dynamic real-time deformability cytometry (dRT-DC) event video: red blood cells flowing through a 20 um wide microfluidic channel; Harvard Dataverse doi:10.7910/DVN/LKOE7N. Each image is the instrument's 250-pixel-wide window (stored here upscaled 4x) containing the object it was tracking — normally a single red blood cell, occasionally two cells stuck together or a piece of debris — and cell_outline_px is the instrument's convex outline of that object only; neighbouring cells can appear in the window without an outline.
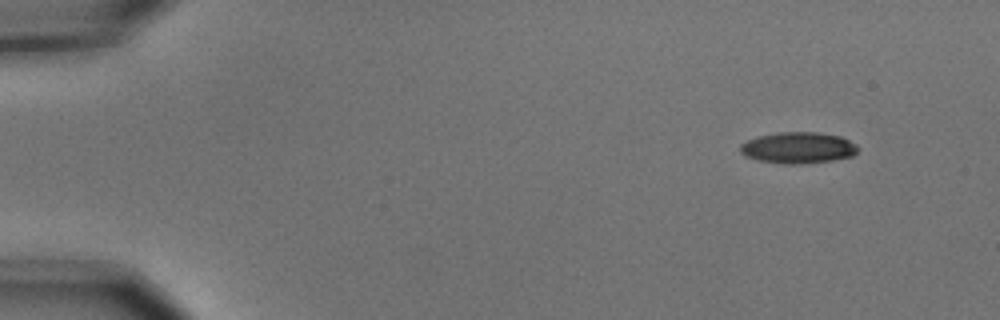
{"species": "common noctule bat (a hibernating species)", "species_latin": "Nyctalus noctula", "temperature_condition": "cold", "stored_images_in_passage": 4, "camera_frame_rate_fps": 3000, "um_per_image_px": 0.085, "animal": {"sex": "male", "body_mass_g": 15.6}, "frame": {"image": 1, "passage_image": 1, "time_ms": 0.0, "image_size_px": [1000, 320], "cell_outline_px": [[860, 148], [852, 156], [832, 160], [800, 164], [784, 164], [756, 160], [744, 156], [740, 152], [740, 144], [756, 136], [780, 132], [816, 132], [840, 136], [856, 144]], "centroid_in_image_um": [67.81, 12.56], "position_along_channel_um": 17.2, "area_um2": 21.56}}